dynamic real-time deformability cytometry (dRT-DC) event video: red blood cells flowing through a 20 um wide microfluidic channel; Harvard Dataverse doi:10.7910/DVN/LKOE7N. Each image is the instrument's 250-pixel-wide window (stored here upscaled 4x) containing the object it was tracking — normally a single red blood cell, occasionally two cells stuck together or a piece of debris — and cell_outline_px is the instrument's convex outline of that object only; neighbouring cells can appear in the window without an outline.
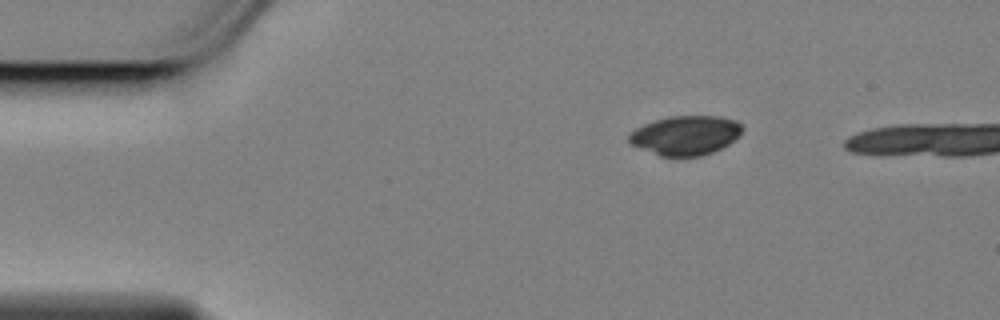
{"species": "Egyptian fruit bat (a non-hibernating species)", "species_latin": "Rousettus aegyptiacus", "temperature_condition": "cold", "stored_images_in_passage": 43, "camera_frame_rate_fps": 3000, "um_per_image_px": 0.085, "animal": {"sex": "female"}, "frame": {"image": 1, "passage_image": 1, "time_ms": 0.0, "image_size_px": [1000, 320], "cell_outline_px": [[744, 128], [728, 144], [712, 152], [700, 156], [660, 156], [632, 144], [628, 140], [628, 136], [636, 128], [644, 124], [668, 116], [720, 116], [736, 120]], "centroid_in_image_um": [58.27, 11.49], "position_along_channel_um": 26.7, "area_um2": 25.61}}
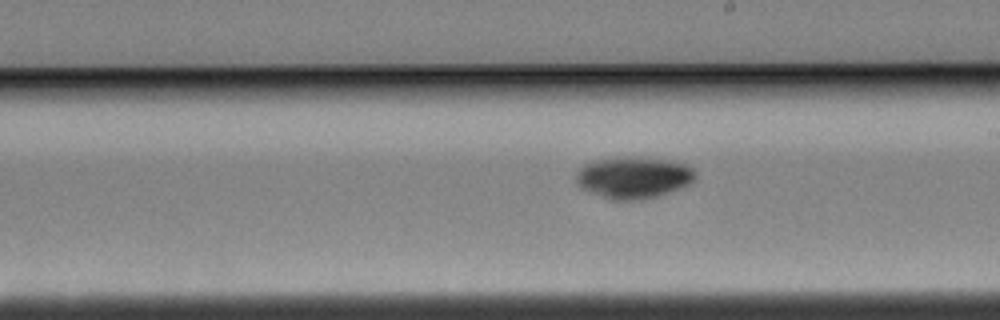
{"frame": {"image": 2, "passage_image": 24, "time_ms": 7.667, "image_size_px": [1000, 320], "cell_outline_px": [[696, 176], [688, 184], [668, 192], [656, 196], [640, 200], [608, 200], [588, 192], [580, 188], [576, 180], [576, 172], [584, 164], [596, 160], [616, 156], [628, 156], [672, 160], [688, 164], [696, 172]], "centroid_in_image_um": [53.81, 15.07], "position_along_channel_um": 235.2, "area_um2": 29.36}}
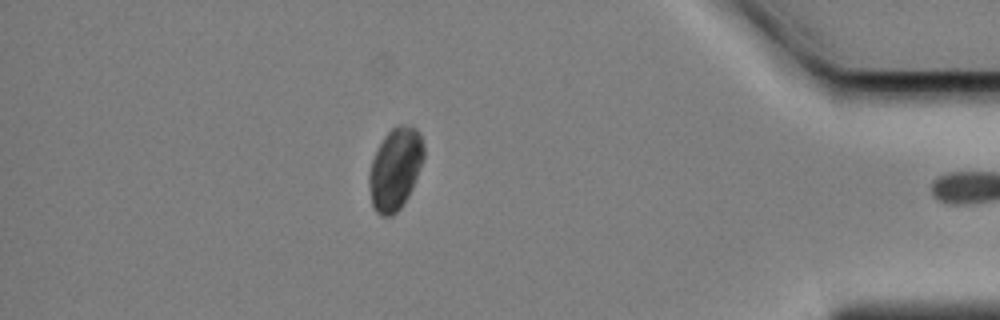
{"frame": {"image": 3, "passage_image": 42, "time_ms": 13.667, "image_size_px": [1000, 320], "cell_outline_px": [[424, 156], [412, 188], [408, 196], [400, 208], [392, 216], [380, 216], [372, 208], [368, 184], [368, 172], [372, 160], [384, 136], [396, 124], [404, 124], [416, 128], [420, 132], [424, 148]], "centroid_in_image_um": [33.57, 14.35], "position_along_channel_um": 401.6, "area_um2": 26.24}}